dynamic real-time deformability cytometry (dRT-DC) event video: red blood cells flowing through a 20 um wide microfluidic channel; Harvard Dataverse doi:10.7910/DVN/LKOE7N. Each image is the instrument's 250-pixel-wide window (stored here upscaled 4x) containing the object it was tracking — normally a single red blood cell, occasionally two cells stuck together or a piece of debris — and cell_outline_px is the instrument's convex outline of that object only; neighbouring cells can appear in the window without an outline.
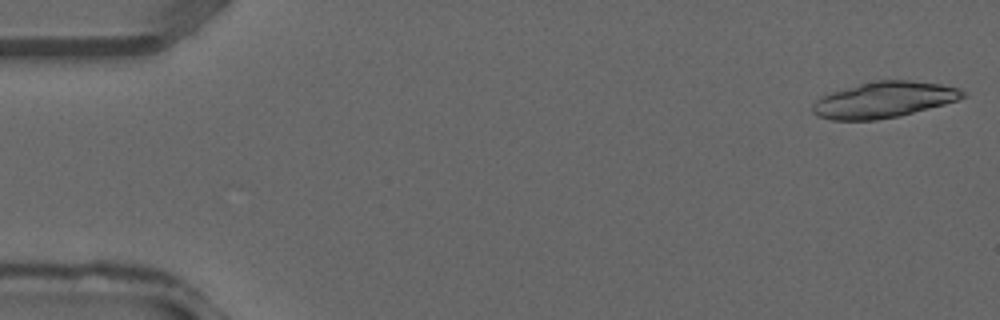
{"species": "common noctule bat (a hibernating species)", "species_latin": "Nyctalus noctula", "temperature_condition": "warm", "stored_images_in_passage": 37, "camera_frame_rate_fps": 3000, "um_per_image_px": 0.085, "animal": {"sex": "male", "forearm_length_mm": 52.5}, "frame": {"image": 1, "passage_image": 1, "time_ms": 0.0, "image_size_px": [1000, 320], "cell_outline_px": [[968, 96], [960, 100], [900, 116], [876, 120], [832, 120], [816, 116], [812, 112], [812, 104], [816, 100], [832, 92], [860, 84], [876, 80], [908, 80], [940, 84], [960, 88], [968, 92]], "centroid_in_image_um": [75.19, 8.49], "position_along_channel_um": 9.8, "area_um2": 31.62}}
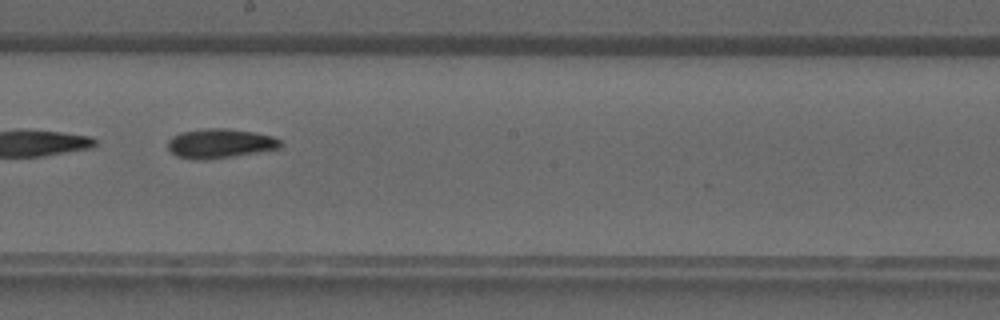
{"frame": {"image": 2, "passage_image": 21, "time_ms": 6.667, "image_size_px": [1000, 320], "cell_outline_px": [[284, 144], [280, 148], [232, 156], [204, 160], [192, 160], [176, 156], [168, 148], [168, 140], [172, 136], [184, 132], [204, 128], [228, 128], [256, 132], [272, 136], [280, 140]], "centroid_in_image_um": [18.7, 12.19], "position_along_channel_um": 229.5, "area_um2": 19.36}}